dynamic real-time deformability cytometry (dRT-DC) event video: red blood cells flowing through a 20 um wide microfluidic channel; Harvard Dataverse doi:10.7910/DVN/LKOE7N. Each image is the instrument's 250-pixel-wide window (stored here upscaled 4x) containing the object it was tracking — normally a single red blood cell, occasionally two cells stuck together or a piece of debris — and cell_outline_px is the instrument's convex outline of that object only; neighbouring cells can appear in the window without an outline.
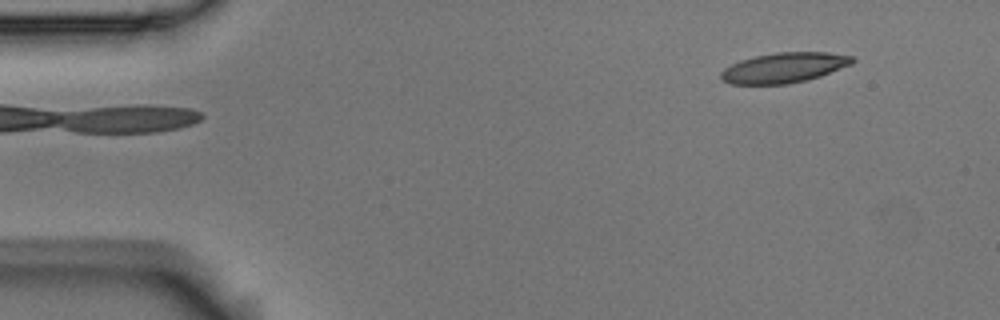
{"species": "Egyptian fruit bat (a non-hibernating species)", "species_latin": "Rousettus aegyptiacus", "temperature_condition": "room temperature", "stored_images_in_passage": 4, "camera_frame_rate_fps": 3000, "um_per_image_px": 0.085, "animal": {"sex": "male"}, "frame": {"image": 1, "passage_image": 4, "time_ms": 1.0, "image_size_px": [1000, 320], "cell_outline_px": [[856, 60], [852, 64], [820, 76], [788, 84], [732, 84], [720, 80], [720, 72], [724, 68], [740, 60], [756, 56], [776, 52], [828, 52], [852, 56]], "centroid_in_image_um": [66.63, 5.75], "position_along_channel_um": 18.4, "area_um2": 23.06}}